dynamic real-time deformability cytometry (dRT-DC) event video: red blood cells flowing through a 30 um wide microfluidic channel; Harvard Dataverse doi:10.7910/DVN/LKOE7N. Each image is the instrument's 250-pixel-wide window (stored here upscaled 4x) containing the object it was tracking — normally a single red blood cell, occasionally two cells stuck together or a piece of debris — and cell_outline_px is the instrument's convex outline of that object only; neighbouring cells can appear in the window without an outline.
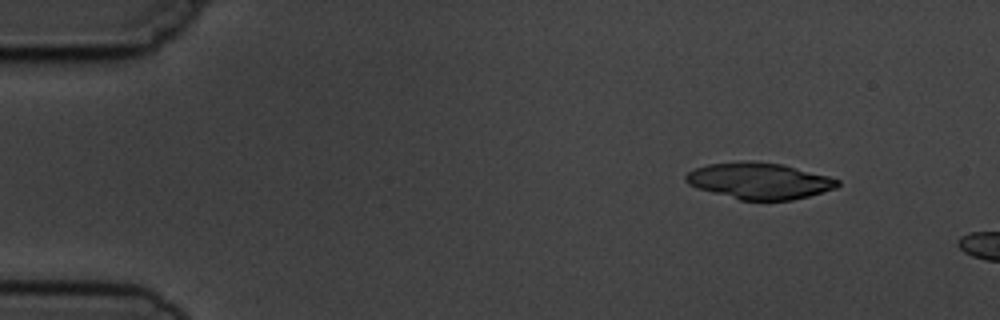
{"species": "common noctule bat (a hibernating species)", "species_latin": "Nyctalus noctula", "temperature_condition": "cold", "stored_images_in_passage": 2, "camera_frame_rate_fps": 3000, "um_per_image_px": 0.085, "animal": {"sex": "male", "body_mass_g": 19.5, "forearm_length_mm": 54.6}, "frame": {"image": 1, "passage_image": 1, "time_ms": 0.0, "image_size_px": [1000, 320], "cell_outline_px": [[840, 184], [836, 188], [808, 196], [792, 200], [740, 200], [696, 188], [688, 184], [684, 180], [684, 176], [688, 172], [696, 168], [708, 164], [784, 164], [828, 176], [840, 180]], "centroid_in_image_um": [64.56, 15.42], "position_along_channel_um": 20.4, "area_um2": 31.15}}